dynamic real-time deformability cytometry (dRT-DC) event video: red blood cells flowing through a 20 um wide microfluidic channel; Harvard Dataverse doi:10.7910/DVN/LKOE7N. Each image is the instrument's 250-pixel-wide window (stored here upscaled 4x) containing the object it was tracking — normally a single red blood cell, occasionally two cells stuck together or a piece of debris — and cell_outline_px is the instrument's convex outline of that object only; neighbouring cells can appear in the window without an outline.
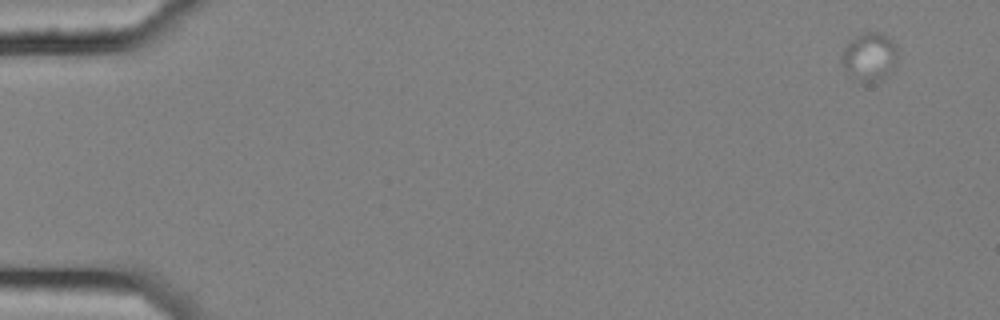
{"species": "common noctule bat (a hibernating species)", "species_latin": "Nyctalus noctula", "temperature_condition": "cold", "stored_images_in_passage": 5, "camera_frame_rate_fps": 3000, "um_per_image_px": 0.085, "animal": {"sex": "female", "body_mass_g": 25.1}, "frame": {"image": 1, "passage_image": 1, "time_ms": 0.0, "image_size_px": [1000, 320], "cell_outline_px": [[896, 56], [888, 76], [880, 80], [864, 84], [860, 84], [848, 76], [840, 60], [840, 56], [844, 48], [856, 36], [864, 32], [880, 32], [888, 36], [896, 44]], "centroid_in_image_um": [73.86, 4.87], "position_along_channel_um": 11.1, "area_um2": 16.01}}